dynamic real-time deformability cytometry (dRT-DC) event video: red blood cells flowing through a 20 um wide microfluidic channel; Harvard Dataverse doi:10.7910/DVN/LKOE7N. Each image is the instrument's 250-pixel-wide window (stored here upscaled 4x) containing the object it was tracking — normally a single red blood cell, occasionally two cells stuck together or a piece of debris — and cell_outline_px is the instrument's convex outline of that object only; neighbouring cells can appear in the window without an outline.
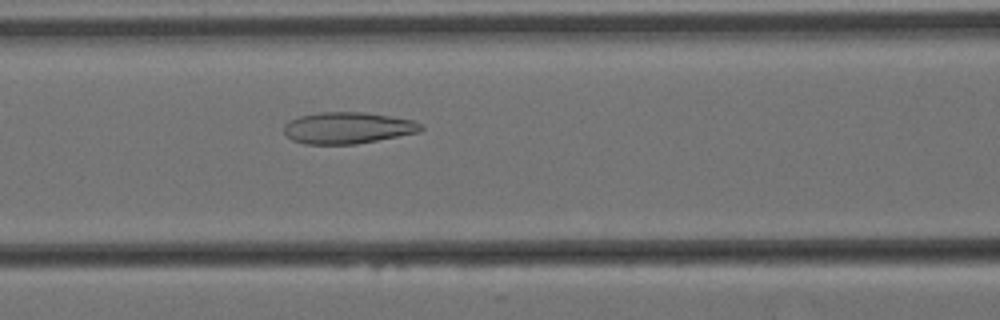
{"species": "Egyptian fruit bat (a non-hibernating species)", "species_latin": "Rousettus aegyptiacus", "temperature_condition": "cold", "stored_images_in_passage": 57, "camera_frame_rate_fps": 3000, "um_per_image_px": 0.085, "animal": {"sex": "female"}, "frame": {"image": 1, "passage_image": 23, "time_ms": 7.333, "image_size_px": [1000, 320], "cell_outline_px": [[424, 128], [420, 132], [356, 144], [304, 144], [292, 140], [284, 132], [284, 124], [300, 116], [320, 112], [364, 112], [412, 120], [424, 124]], "centroid_in_image_um": [29.57, 10.87], "position_along_channel_um": 137.0, "area_um2": 25.09}}
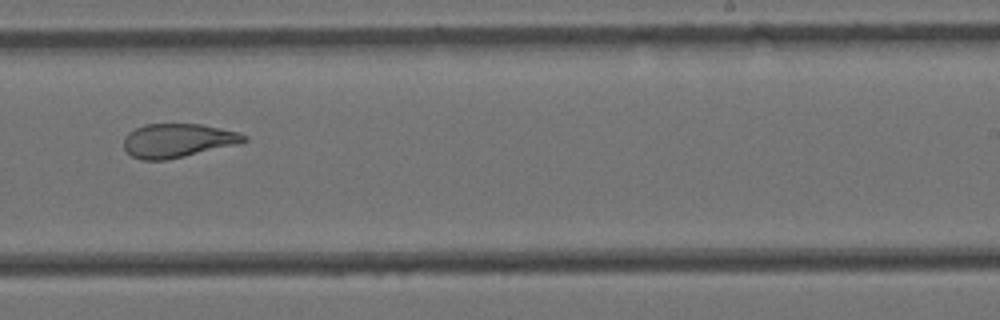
{"frame": {"image": 2, "passage_image": 35, "time_ms": 11.333, "image_size_px": [1000, 320], "cell_outline_px": [[248, 140], [168, 160], [140, 160], [132, 156], [124, 148], [124, 140], [128, 132], [144, 124], [200, 124], [240, 132], [248, 136]], "centroid_in_image_um": [15.06, 11.93], "position_along_channel_um": 273.9, "area_um2": 23.35}}
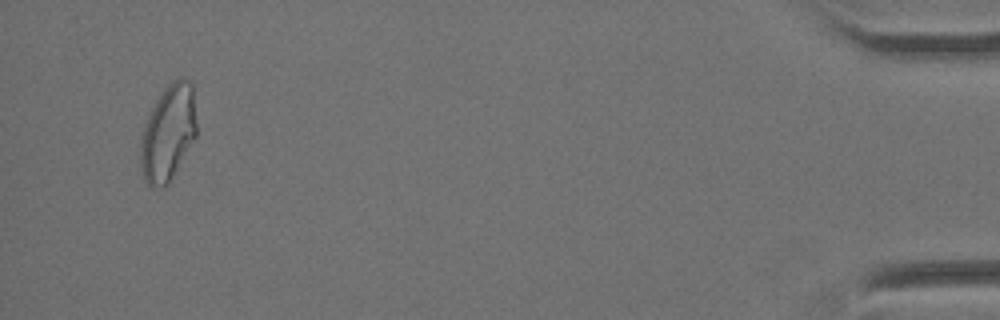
{"frame": {"image": 3, "passage_image": 55, "time_ms": 18.0, "image_size_px": [1000, 320], "cell_outline_px": [[196, 136], [168, 184], [152, 188], [144, 180], [140, 164], [140, 144], [144, 124], [156, 100], [164, 88], [172, 80], [180, 76], [184, 76], [192, 84], [196, 124]], "centroid_in_image_um": [14.28, 11.27], "position_along_channel_um": 420.9, "area_um2": 31.27}, "authors_computed_cell_mechanics": {"area_um2": 27.3394, "velocity_mm_per_s": 3.4471, "shape_relaxation_time_tau1_ms": null, "shape_relaxation_time_tau2_ms": 2.2834, "deformation_change_tau1": null, "deformation_change_tau2": 0.0976}}